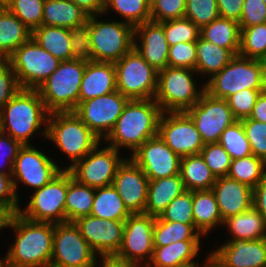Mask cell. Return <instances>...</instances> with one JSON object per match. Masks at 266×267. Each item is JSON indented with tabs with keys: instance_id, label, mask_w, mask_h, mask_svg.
I'll return each mask as SVG.
<instances>
[{
	"instance_id": "be15d7a7",
	"label": "cell",
	"mask_w": 266,
	"mask_h": 267,
	"mask_svg": "<svg viewBox=\"0 0 266 267\" xmlns=\"http://www.w3.org/2000/svg\"><path fill=\"white\" fill-rule=\"evenodd\" d=\"M102 261L97 262L100 263L99 267H145L141 264L135 263V262H130V261H124L120 260L114 256L112 257H101L99 258Z\"/></svg>"
},
{
	"instance_id": "4fadbf2b",
	"label": "cell",
	"mask_w": 266,
	"mask_h": 267,
	"mask_svg": "<svg viewBox=\"0 0 266 267\" xmlns=\"http://www.w3.org/2000/svg\"><path fill=\"white\" fill-rule=\"evenodd\" d=\"M100 144L68 169L78 182L94 189L112 185L117 168L125 159L114 147L100 148Z\"/></svg>"
},
{
	"instance_id": "484cf974",
	"label": "cell",
	"mask_w": 266,
	"mask_h": 267,
	"mask_svg": "<svg viewBox=\"0 0 266 267\" xmlns=\"http://www.w3.org/2000/svg\"><path fill=\"white\" fill-rule=\"evenodd\" d=\"M185 190L180 174L150 180L144 213L159 217L171 201Z\"/></svg>"
},
{
	"instance_id": "a7ac6f4b",
	"label": "cell",
	"mask_w": 266,
	"mask_h": 267,
	"mask_svg": "<svg viewBox=\"0 0 266 267\" xmlns=\"http://www.w3.org/2000/svg\"><path fill=\"white\" fill-rule=\"evenodd\" d=\"M6 217L0 212V230L4 228Z\"/></svg>"
},
{
	"instance_id": "4dcf8cb0",
	"label": "cell",
	"mask_w": 266,
	"mask_h": 267,
	"mask_svg": "<svg viewBox=\"0 0 266 267\" xmlns=\"http://www.w3.org/2000/svg\"><path fill=\"white\" fill-rule=\"evenodd\" d=\"M88 18L89 15L70 0H45L42 25L70 29Z\"/></svg>"
},
{
	"instance_id": "ba28073f",
	"label": "cell",
	"mask_w": 266,
	"mask_h": 267,
	"mask_svg": "<svg viewBox=\"0 0 266 267\" xmlns=\"http://www.w3.org/2000/svg\"><path fill=\"white\" fill-rule=\"evenodd\" d=\"M90 16L92 59L115 63L134 48V27L123 21H100Z\"/></svg>"
},
{
	"instance_id": "3957f363",
	"label": "cell",
	"mask_w": 266,
	"mask_h": 267,
	"mask_svg": "<svg viewBox=\"0 0 266 267\" xmlns=\"http://www.w3.org/2000/svg\"><path fill=\"white\" fill-rule=\"evenodd\" d=\"M48 116L38 90L20 89L0 111L1 130L22 145H30V138L37 132L46 138ZM42 125L44 130L39 131Z\"/></svg>"
},
{
	"instance_id": "9f6ffc18",
	"label": "cell",
	"mask_w": 266,
	"mask_h": 267,
	"mask_svg": "<svg viewBox=\"0 0 266 267\" xmlns=\"http://www.w3.org/2000/svg\"><path fill=\"white\" fill-rule=\"evenodd\" d=\"M23 145L5 133L0 134V173L12 175L13 163ZM8 165H6V164ZM8 170H5V169Z\"/></svg>"
},
{
	"instance_id": "f907efd6",
	"label": "cell",
	"mask_w": 266,
	"mask_h": 267,
	"mask_svg": "<svg viewBox=\"0 0 266 267\" xmlns=\"http://www.w3.org/2000/svg\"><path fill=\"white\" fill-rule=\"evenodd\" d=\"M263 90L243 89L231 95L227 102L237 120L249 118L253 107Z\"/></svg>"
},
{
	"instance_id": "4316f807",
	"label": "cell",
	"mask_w": 266,
	"mask_h": 267,
	"mask_svg": "<svg viewBox=\"0 0 266 267\" xmlns=\"http://www.w3.org/2000/svg\"><path fill=\"white\" fill-rule=\"evenodd\" d=\"M31 36L29 28L13 13L0 9V60H7Z\"/></svg>"
},
{
	"instance_id": "f1b7e54d",
	"label": "cell",
	"mask_w": 266,
	"mask_h": 267,
	"mask_svg": "<svg viewBox=\"0 0 266 267\" xmlns=\"http://www.w3.org/2000/svg\"><path fill=\"white\" fill-rule=\"evenodd\" d=\"M222 226H225L232 236L228 242L237 239L249 241L266 238V220L254 207L226 218Z\"/></svg>"
},
{
	"instance_id": "8c879c8a",
	"label": "cell",
	"mask_w": 266,
	"mask_h": 267,
	"mask_svg": "<svg viewBox=\"0 0 266 267\" xmlns=\"http://www.w3.org/2000/svg\"><path fill=\"white\" fill-rule=\"evenodd\" d=\"M2 130H1V120H0V134H1Z\"/></svg>"
},
{
	"instance_id": "7402d4cb",
	"label": "cell",
	"mask_w": 266,
	"mask_h": 267,
	"mask_svg": "<svg viewBox=\"0 0 266 267\" xmlns=\"http://www.w3.org/2000/svg\"><path fill=\"white\" fill-rule=\"evenodd\" d=\"M134 48L156 71L164 70L168 66L169 45L163 22L148 21L134 27Z\"/></svg>"
},
{
	"instance_id": "d4e9b609",
	"label": "cell",
	"mask_w": 266,
	"mask_h": 267,
	"mask_svg": "<svg viewBox=\"0 0 266 267\" xmlns=\"http://www.w3.org/2000/svg\"><path fill=\"white\" fill-rule=\"evenodd\" d=\"M117 90L115 64L90 61L86 63L80 84L79 103Z\"/></svg>"
},
{
	"instance_id": "8d00e7d4",
	"label": "cell",
	"mask_w": 266,
	"mask_h": 267,
	"mask_svg": "<svg viewBox=\"0 0 266 267\" xmlns=\"http://www.w3.org/2000/svg\"><path fill=\"white\" fill-rule=\"evenodd\" d=\"M90 215L107 220L124 221L131 215L113 185L95 189Z\"/></svg>"
},
{
	"instance_id": "5b68a950",
	"label": "cell",
	"mask_w": 266,
	"mask_h": 267,
	"mask_svg": "<svg viewBox=\"0 0 266 267\" xmlns=\"http://www.w3.org/2000/svg\"><path fill=\"white\" fill-rule=\"evenodd\" d=\"M266 61L235 55L218 73L204 83L205 92L227 100L243 89L263 90Z\"/></svg>"
},
{
	"instance_id": "603a6c76",
	"label": "cell",
	"mask_w": 266,
	"mask_h": 267,
	"mask_svg": "<svg viewBox=\"0 0 266 267\" xmlns=\"http://www.w3.org/2000/svg\"><path fill=\"white\" fill-rule=\"evenodd\" d=\"M211 253L224 267H266V238L227 241Z\"/></svg>"
},
{
	"instance_id": "9a60e30c",
	"label": "cell",
	"mask_w": 266,
	"mask_h": 267,
	"mask_svg": "<svg viewBox=\"0 0 266 267\" xmlns=\"http://www.w3.org/2000/svg\"><path fill=\"white\" fill-rule=\"evenodd\" d=\"M156 217L146 213L131 214L124 222L121 246L114 256L120 260L147 266L153 255V227Z\"/></svg>"
},
{
	"instance_id": "5bb4252c",
	"label": "cell",
	"mask_w": 266,
	"mask_h": 267,
	"mask_svg": "<svg viewBox=\"0 0 266 267\" xmlns=\"http://www.w3.org/2000/svg\"><path fill=\"white\" fill-rule=\"evenodd\" d=\"M61 171V166H58L53 158L31 144L23 145L13 163L11 175L18 200V182L37 190L49 183Z\"/></svg>"
},
{
	"instance_id": "cb8c5ba5",
	"label": "cell",
	"mask_w": 266,
	"mask_h": 267,
	"mask_svg": "<svg viewBox=\"0 0 266 267\" xmlns=\"http://www.w3.org/2000/svg\"><path fill=\"white\" fill-rule=\"evenodd\" d=\"M212 192L222 220L248 211L253 207V189L227 176L217 177Z\"/></svg>"
},
{
	"instance_id": "f546056e",
	"label": "cell",
	"mask_w": 266,
	"mask_h": 267,
	"mask_svg": "<svg viewBox=\"0 0 266 267\" xmlns=\"http://www.w3.org/2000/svg\"><path fill=\"white\" fill-rule=\"evenodd\" d=\"M192 212L195 228L205 236L223 225L222 216L212 190H194Z\"/></svg>"
},
{
	"instance_id": "6f0895ef",
	"label": "cell",
	"mask_w": 266,
	"mask_h": 267,
	"mask_svg": "<svg viewBox=\"0 0 266 267\" xmlns=\"http://www.w3.org/2000/svg\"><path fill=\"white\" fill-rule=\"evenodd\" d=\"M240 30L244 27L266 23V4L262 0H244L240 18Z\"/></svg>"
},
{
	"instance_id": "44dd1931",
	"label": "cell",
	"mask_w": 266,
	"mask_h": 267,
	"mask_svg": "<svg viewBox=\"0 0 266 267\" xmlns=\"http://www.w3.org/2000/svg\"><path fill=\"white\" fill-rule=\"evenodd\" d=\"M149 181L130 157H126L117 168L112 185L131 214L144 213Z\"/></svg>"
},
{
	"instance_id": "d590c367",
	"label": "cell",
	"mask_w": 266,
	"mask_h": 267,
	"mask_svg": "<svg viewBox=\"0 0 266 267\" xmlns=\"http://www.w3.org/2000/svg\"><path fill=\"white\" fill-rule=\"evenodd\" d=\"M95 189L78 182L68 171V190L66 193V222L88 216L91 213Z\"/></svg>"
},
{
	"instance_id": "30bf717a",
	"label": "cell",
	"mask_w": 266,
	"mask_h": 267,
	"mask_svg": "<svg viewBox=\"0 0 266 267\" xmlns=\"http://www.w3.org/2000/svg\"><path fill=\"white\" fill-rule=\"evenodd\" d=\"M117 90L131 99H154L158 71L133 48L115 62Z\"/></svg>"
},
{
	"instance_id": "6da1fadb",
	"label": "cell",
	"mask_w": 266,
	"mask_h": 267,
	"mask_svg": "<svg viewBox=\"0 0 266 267\" xmlns=\"http://www.w3.org/2000/svg\"><path fill=\"white\" fill-rule=\"evenodd\" d=\"M15 231V240L3 259L11 267H50L54 223L26 219L18 212L6 218L4 229Z\"/></svg>"
},
{
	"instance_id": "2e32d148",
	"label": "cell",
	"mask_w": 266,
	"mask_h": 267,
	"mask_svg": "<svg viewBox=\"0 0 266 267\" xmlns=\"http://www.w3.org/2000/svg\"><path fill=\"white\" fill-rule=\"evenodd\" d=\"M185 112L191 117L204 144L217 143L222 132L237 121L227 100L214 98L207 92Z\"/></svg>"
},
{
	"instance_id": "c3c4849f",
	"label": "cell",
	"mask_w": 266,
	"mask_h": 267,
	"mask_svg": "<svg viewBox=\"0 0 266 267\" xmlns=\"http://www.w3.org/2000/svg\"><path fill=\"white\" fill-rule=\"evenodd\" d=\"M200 154L216 178L227 176L232 159L221 144H204Z\"/></svg>"
},
{
	"instance_id": "91938a15",
	"label": "cell",
	"mask_w": 266,
	"mask_h": 267,
	"mask_svg": "<svg viewBox=\"0 0 266 267\" xmlns=\"http://www.w3.org/2000/svg\"><path fill=\"white\" fill-rule=\"evenodd\" d=\"M253 207L265 218L266 220V176L265 178L253 189Z\"/></svg>"
},
{
	"instance_id": "f35d334b",
	"label": "cell",
	"mask_w": 266,
	"mask_h": 267,
	"mask_svg": "<svg viewBox=\"0 0 266 267\" xmlns=\"http://www.w3.org/2000/svg\"><path fill=\"white\" fill-rule=\"evenodd\" d=\"M266 176V162L253 154L233 159L227 177L254 189Z\"/></svg>"
},
{
	"instance_id": "7c38bea8",
	"label": "cell",
	"mask_w": 266,
	"mask_h": 267,
	"mask_svg": "<svg viewBox=\"0 0 266 267\" xmlns=\"http://www.w3.org/2000/svg\"><path fill=\"white\" fill-rule=\"evenodd\" d=\"M97 257L74 222L54 224L50 267H97Z\"/></svg>"
},
{
	"instance_id": "681fc988",
	"label": "cell",
	"mask_w": 266,
	"mask_h": 267,
	"mask_svg": "<svg viewBox=\"0 0 266 267\" xmlns=\"http://www.w3.org/2000/svg\"><path fill=\"white\" fill-rule=\"evenodd\" d=\"M241 121L251 146L252 154L266 162V123L249 118Z\"/></svg>"
},
{
	"instance_id": "003e7915",
	"label": "cell",
	"mask_w": 266,
	"mask_h": 267,
	"mask_svg": "<svg viewBox=\"0 0 266 267\" xmlns=\"http://www.w3.org/2000/svg\"><path fill=\"white\" fill-rule=\"evenodd\" d=\"M212 267H224V266L212 255Z\"/></svg>"
},
{
	"instance_id": "74e56055",
	"label": "cell",
	"mask_w": 266,
	"mask_h": 267,
	"mask_svg": "<svg viewBox=\"0 0 266 267\" xmlns=\"http://www.w3.org/2000/svg\"><path fill=\"white\" fill-rule=\"evenodd\" d=\"M202 234L194 224L164 221L156 217L153 227V246L162 247L184 240H201Z\"/></svg>"
},
{
	"instance_id": "94428289",
	"label": "cell",
	"mask_w": 266,
	"mask_h": 267,
	"mask_svg": "<svg viewBox=\"0 0 266 267\" xmlns=\"http://www.w3.org/2000/svg\"><path fill=\"white\" fill-rule=\"evenodd\" d=\"M89 16L101 15L104 12L106 0H70Z\"/></svg>"
},
{
	"instance_id": "e575fe53",
	"label": "cell",
	"mask_w": 266,
	"mask_h": 267,
	"mask_svg": "<svg viewBox=\"0 0 266 267\" xmlns=\"http://www.w3.org/2000/svg\"><path fill=\"white\" fill-rule=\"evenodd\" d=\"M186 190H211L216 176L206 165L201 154L181 158L180 172Z\"/></svg>"
},
{
	"instance_id": "ee69618b",
	"label": "cell",
	"mask_w": 266,
	"mask_h": 267,
	"mask_svg": "<svg viewBox=\"0 0 266 267\" xmlns=\"http://www.w3.org/2000/svg\"><path fill=\"white\" fill-rule=\"evenodd\" d=\"M163 30L169 46L178 43L197 42L200 29L188 18L163 22Z\"/></svg>"
},
{
	"instance_id": "83f0119b",
	"label": "cell",
	"mask_w": 266,
	"mask_h": 267,
	"mask_svg": "<svg viewBox=\"0 0 266 267\" xmlns=\"http://www.w3.org/2000/svg\"><path fill=\"white\" fill-rule=\"evenodd\" d=\"M200 244V240H184L154 247L152 258L146 267H175L195 261L196 256H199Z\"/></svg>"
},
{
	"instance_id": "8fae6325",
	"label": "cell",
	"mask_w": 266,
	"mask_h": 267,
	"mask_svg": "<svg viewBox=\"0 0 266 267\" xmlns=\"http://www.w3.org/2000/svg\"><path fill=\"white\" fill-rule=\"evenodd\" d=\"M68 190V170H62L49 183L34 190L24 209L18 213L36 222H66L65 203Z\"/></svg>"
},
{
	"instance_id": "ac0fdd59",
	"label": "cell",
	"mask_w": 266,
	"mask_h": 267,
	"mask_svg": "<svg viewBox=\"0 0 266 267\" xmlns=\"http://www.w3.org/2000/svg\"><path fill=\"white\" fill-rule=\"evenodd\" d=\"M158 135L181 158L200 154L204 147L199 131L185 111L162 113Z\"/></svg>"
},
{
	"instance_id": "1f68e13d",
	"label": "cell",
	"mask_w": 266,
	"mask_h": 267,
	"mask_svg": "<svg viewBox=\"0 0 266 267\" xmlns=\"http://www.w3.org/2000/svg\"><path fill=\"white\" fill-rule=\"evenodd\" d=\"M31 38L60 61L72 60L69 28L41 25L32 31Z\"/></svg>"
},
{
	"instance_id": "6125c7cd",
	"label": "cell",
	"mask_w": 266,
	"mask_h": 267,
	"mask_svg": "<svg viewBox=\"0 0 266 267\" xmlns=\"http://www.w3.org/2000/svg\"><path fill=\"white\" fill-rule=\"evenodd\" d=\"M249 119L266 123V95L263 92L258 97Z\"/></svg>"
},
{
	"instance_id": "d6986e66",
	"label": "cell",
	"mask_w": 266,
	"mask_h": 267,
	"mask_svg": "<svg viewBox=\"0 0 266 267\" xmlns=\"http://www.w3.org/2000/svg\"><path fill=\"white\" fill-rule=\"evenodd\" d=\"M130 158L149 180L170 177L180 172L181 157L173 152L159 135L145 141Z\"/></svg>"
},
{
	"instance_id": "277c9868",
	"label": "cell",
	"mask_w": 266,
	"mask_h": 267,
	"mask_svg": "<svg viewBox=\"0 0 266 267\" xmlns=\"http://www.w3.org/2000/svg\"><path fill=\"white\" fill-rule=\"evenodd\" d=\"M46 125L47 140L52 141L72 162L62 170H68L102 141L74 111L49 113Z\"/></svg>"
},
{
	"instance_id": "db71d44e",
	"label": "cell",
	"mask_w": 266,
	"mask_h": 267,
	"mask_svg": "<svg viewBox=\"0 0 266 267\" xmlns=\"http://www.w3.org/2000/svg\"><path fill=\"white\" fill-rule=\"evenodd\" d=\"M21 89L8 60H0V111Z\"/></svg>"
},
{
	"instance_id": "f6af8a7d",
	"label": "cell",
	"mask_w": 266,
	"mask_h": 267,
	"mask_svg": "<svg viewBox=\"0 0 266 267\" xmlns=\"http://www.w3.org/2000/svg\"><path fill=\"white\" fill-rule=\"evenodd\" d=\"M192 206L193 191L185 190L171 201L158 218L164 221L194 224Z\"/></svg>"
},
{
	"instance_id": "7dc6e473",
	"label": "cell",
	"mask_w": 266,
	"mask_h": 267,
	"mask_svg": "<svg viewBox=\"0 0 266 267\" xmlns=\"http://www.w3.org/2000/svg\"><path fill=\"white\" fill-rule=\"evenodd\" d=\"M90 37V16L85 23L70 28L72 59L93 61Z\"/></svg>"
},
{
	"instance_id": "8992f818",
	"label": "cell",
	"mask_w": 266,
	"mask_h": 267,
	"mask_svg": "<svg viewBox=\"0 0 266 267\" xmlns=\"http://www.w3.org/2000/svg\"><path fill=\"white\" fill-rule=\"evenodd\" d=\"M86 63L77 59L61 61L57 69L37 89L49 113L76 109Z\"/></svg>"
},
{
	"instance_id": "b9f144b4",
	"label": "cell",
	"mask_w": 266,
	"mask_h": 267,
	"mask_svg": "<svg viewBox=\"0 0 266 267\" xmlns=\"http://www.w3.org/2000/svg\"><path fill=\"white\" fill-rule=\"evenodd\" d=\"M218 143L222 145L232 160L252 154L241 120H237L227 127L220 135Z\"/></svg>"
},
{
	"instance_id": "ab89813d",
	"label": "cell",
	"mask_w": 266,
	"mask_h": 267,
	"mask_svg": "<svg viewBox=\"0 0 266 267\" xmlns=\"http://www.w3.org/2000/svg\"><path fill=\"white\" fill-rule=\"evenodd\" d=\"M110 9L133 27L151 21V0H106L103 14Z\"/></svg>"
},
{
	"instance_id": "e0dca14e",
	"label": "cell",
	"mask_w": 266,
	"mask_h": 267,
	"mask_svg": "<svg viewBox=\"0 0 266 267\" xmlns=\"http://www.w3.org/2000/svg\"><path fill=\"white\" fill-rule=\"evenodd\" d=\"M129 100L116 90L79 103L74 113L103 141L114 128Z\"/></svg>"
},
{
	"instance_id": "52a82bcc",
	"label": "cell",
	"mask_w": 266,
	"mask_h": 267,
	"mask_svg": "<svg viewBox=\"0 0 266 267\" xmlns=\"http://www.w3.org/2000/svg\"><path fill=\"white\" fill-rule=\"evenodd\" d=\"M193 72V73H192ZM195 70L167 66L158 72L155 102L162 112H183L196 104L205 92V85L196 87Z\"/></svg>"
},
{
	"instance_id": "2644e50d",
	"label": "cell",
	"mask_w": 266,
	"mask_h": 267,
	"mask_svg": "<svg viewBox=\"0 0 266 267\" xmlns=\"http://www.w3.org/2000/svg\"><path fill=\"white\" fill-rule=\"evenodd\" d=\"M0 267H8V264L3 259H0Z\"/></svg>"
},
{
	"instance_id": "60d3db41",
	"label": "cell",
	"mask_w": 266,
	"mask_h": 267,
	"mask_svg": "<svg viewBox=\"0 0 266 267\" xmlns=\"http://www.w3.org/2000/svg\"><path fill=\"white\" fill-rule=\"evenodd\" d=\"M239 55L266 61V23L241 29Z\"/></svg>"
},
{
	"instance_id": "7bdbcfd3",
	"label": "cell",
	"mask_w": 266,
	"mask_h": 267,
	"mask_svg": "<svg viewBox=\"0 0 266 267\" xmlns=\"http://www.w3.org/2000/svg\"><path fill=\"white\" fill-rule=\"evenodd\" d=\"M45 0H12L7 9L32 32L42 25Z\"/></svg>"
},
{
	"instance_id": "7a4b0ae2",
	"label": "cell",
	"mask_w": 266,
	"mask_h": 267,
	"mask_svg": "<svg viewBox=\"0 0 266 267\" xmlns=\"http://www.w3.org/2000/svg\"><path fill=\"white\" fill-rule=\"evenodd\" d=\"M162 113L154 99H131L103 141L118 151L124 147L133 154L145 141L158 135Z\"/></svg>"
},
{
	"instance_id": "680465c9",
	"label": "cell",
	"mask_w": 266,
	"mask_h": 267,
	"mask_svg": "<svg viewBox=\"0 0 266 267\" xmlns=\"http://www.w3.org/2000/svg\"><path fill=\"white\" fill-rule=\"evenodd\" d=\"M220 17L240 21L244 0H216Z\"/></svg>"
},
{
	"instance_id": "d6a6232c",
	"label": "cell",
	"mask_w": 266,
	"mask_h": 267,
	"mask_svg": "<svg viewBox=\"0 0 266 267\" xmlns=\"http://www.w3.org/2000/svg\"><path fill=\"white\" fill-rule=\"evenodd\" d=\"M200 36L214 45L229 49L234 55L239 54L241 30L235 20L219 17L203 26Z\"/></svg>"
},
{
	"instance_id": "ffe728a7",
	"label": "cell",
	"mask_w": 266,
	"mask_h": 267,
	"mask_svg": "<svg viewBox=\"0 0 266 267\" xmlns=\"http://www.w3.org/2000/svg\"><path fill=\"white\" fill-rule=\"evenodd\" d=\"M74 223L98 257H112L117 254L122 243L124 221L88 215L76 219Z\"/></svg>"
},
{
	"instance_id": "11a10c76",
	"label": "cell",
	"mask_w": 266,
	"mask_h": 267,
	"mask_svg": "<svg viewBox=\"0 0 266 267\" xmlns=\"http://www.w3.org/2000/svg\"><path fill=\"white\" fill-rule=\"evenodd\" d=\"M18 198L15 193L12 176L0 173V212L9 218L12 214L18 212Z\"/></svg>"
},
{
	"instance_id": "f5cc1de1",
	"label": "cell",
	"mask_w": 266,
	"mask_h": 267,
	"mask_svg": "<svg viewBox=\"0 0 266 267\" xmlns=\"http://www.w3.org/2000/svg\"><path fill=\"white\" fill-rule=\"evenodd\" d=\"M196 42L178 43L169 46L168 66L195 70L197 59Z\"/></svg>"
},
{
	"instance_id": "816d5d0a",
	"label": "cell",
	"mask_w": 266,
	"mask_h": 267,
	"mask_svg": "<svg viewBox=\"0 0 266 267\" xmlns=\"http://www.w3.org/2000/svg\"><path fill=\"white\" fill-rule=\"evenodd\" d=\"M186 0H151V21L161 23L183 18Z\"/></svg>"
},
{
	"instance_id": "9c48e42d",
	"label": "cell",
	"mask_w": 266,
	"mask_h": 267,
	"mask_svg": "<svg viewBox=\"0 0 266 267\" xmlns=\"http://www.w3.org/2000/svg\"><path fill=\"white\" fill-rule=\"evenodd\" d=\"M7 60L21 89L33 90H37L61 63L32 38L17 48Z\"/></svg>"
},
{
	"instance_id": "bcb514c9",
	"label": "cell",
	"mask_w": 266,
	"mask_h": 267,
	"mask_svg": "<svg viewBox=\"0 0 266 267\" xmlns=\"http://www.w3.org/2000/svg\"><path fill=\"white\" fill-rule=\"evenodd\" d=\"M185 18L199 29L220 17L216 0H186Z\"/></svg>"
},
{
	"instance_id": "e7e4bbea",
	"label": "cell",
	"mask_w": 266,
	"mask_h": 267,
	"mask_svg": "<svg viewBox=\"0 0 266 267\" xmlns=\"http://www.w3.org/2000/svg\"><path fill=\"white\" fill-rule=\"evenodd\" d=\"M207 259L204 260V263H202V267H212V253L211 251L206 257ZM199 266L198 262L191 261L185 264L177 265L175 267H201Z\"/></svg>"
},
{
	"instance_id": "03108f58",
	"label": "cell",
	"mask_w": 266,
	"mask_h": 267,
	"mask_svg": "<svg viewBox=\"0 0 266 267\" xmlns=\"http://www.w3.org/2000/svg\"><path fill=\"white\" fill-rule=\"evenodd\" d=\"M12 0H0V9L7 8Z\"/></svg>"
},
{
	"instance_id": "89a4df30",
	"label": "cell",
	"mask_w": 266,
	"mask_h": 267,
	"mask_svg": "<svg viewBox=\"0 0 266 267\" xmlns=\"http://www.w3.org/2000/svg\"><path fill=\"white\" fill-rule=\"evenodd\" d=\"M263 93L266 95V72H265L264 82H263Z\"/></svg>"
},
{
	"instance_id": "836d02e7",
	"label": "cell",
	"mask_w": 266,
	"mask_h": 267,
	"mask_svg": "<svg viewBox=\"0 0 266 267\" xmlns=\"http://www.w3.org/2000/svg\"><path fill=\"white\" fill-rule=\"evenodd\" d=\"M197 59L196 68L197 76H210V78L220 72L235 56L229 49L214 45L213 43L199 36L196 42Z\"/></svg>"
}]
</instances>
